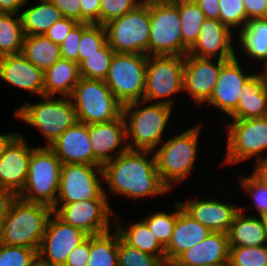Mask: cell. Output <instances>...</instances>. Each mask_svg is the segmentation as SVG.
<instances>
[{"mask_svg":"<svg viewBox=\"0 0 267 266\" xmlns=\"http://www.w3.org/2000/svg\"><path fill=\"white\" fill-rule=\"evenodd\" d=\"M113 220H115V229L125 243L142 252L159 257L166 263L165 248L143 220L133 223L129 228L122 226L118 215L115 214Z\"/></svg>","mask_w":267,"mask_h":266,"instance_id":"f1b7e54d","label":"cell"},{"mask_svg":"<svg viewBox=\"0 0 267 266\" xmlns=\"http://www.w3.org/2000/svg\"><path fill=\"white\" fill-rule=\"evenodd\" d=\"M0 78L29 91L30 95L44 96V71L35 67L21 53L0 57Z\"/></svg>","mask_w":267,"mask_h":266,"instance_id":"603a6c76","label":"cell"},{"mask_svg":"<svg viewBox=\"0 0 267 266\" xmlns=\"http://www.w3.org/2000/svg\"><path fill=\"white\" fill-rule=\"evenodd\" d=\"M247 20L267 18V0H243Z\"/></svg>","mask_w":267,"mask_h":266,"instance_id":"f907efd6","label":"cell"},{"mask_svg":"<svg viewBox=\"0 0 267 266\" xmlns=\"http://www.w3.org/2000/svg\"><path fill=\"white\" fill-rule=\"evenodd\" d=\"M33 147L18 133L5 147L0 157V187L8 188L17 195L25 186Z\"/></svg>","mask_w":267,"mask_h":266,"instance_id":"ac0fdd59","label":"cell"},{"mask_svg":"<svg viewBox=\"0 0 267 266\" xmlns=\"http://www.w3.org/2000/svg\"><path fill=\"white\" fill-rule=\"evenodd\" d=\"M90 256V236L82 241L67 257L63 266H87Z\"/></svg>","mask_w":267,"mask_h":266,"instance_id":"c3c4849f","label":"cell"},{"mask_svg":"<svg viewBox=\"0 0 267 266\" xmlns=\"http://www.w3.org/2000/svg\"><path fill=\"white\" fill-rule=\"evenodd\" d=\"M79 79L78 63L61 58L44 71V96L70 97Z\"/></svg>","mask_w":267,"mask_h":266,"instance_id":"83f0119b","label":"cell"},{"mask_svg":"<svg viewBox=\"0 0 267 266\" xmlns=\"http://www.w3.org/2000/svg\"><path fill=\"white\" fill-rule=\"evenodd\" d=\"M147 59L145 54L114 53L104 81L122 105L144 100Z\"/></svg>","mask_w":267,"mask_h":266,"instance_id":"30bf717a","label":"cell"},{"mask_svg":"<svg viewBox=\"0 0 267 266\" xmlns=\"http://www.w3.org/2000/svg\"><path fill=\"white\" fill-rule=\"evenodd\" d=\"M175 207L177 208L176 212L169 214L168 212L158 211L142 219L164 248L169 244L176 224L178 202H175Z\"/></svg>","mask_w":267,"mask_h":266,"instance_id":"8d00e7d4","label":"cell"},{"mask_svg":"<svg viewBox=\"0 0 267 266\" xmlns=\"http://www.w3.org/2000/svg\"><path fill=\"white\" fill-rule=\"evenodd\" d=\"M149 0H143L134 10L106 23L107 41L115 53L149 56Z\"/></svg>","mask_w":267,"mask_h":266,"instance_id":"52a82bcc","label":"cell"},{"mask_svg":"<svg viewBox=\"0 0 267 266\" xmlns=\"http://www.w3.org/2000/svg\"><path fill=\"white\" fill-rule=\"evenodd\" d=\"M246 209L240 207L230 225L227 232L229 246H262L265 243L267 218L247 216L244 213Z\"/></svg>","mask_w":267,"mask_h":266,"instance_id":"4316f807","label":"cell"},{"mask_svg":"<svg viewBox=\"0 0 267 266\" xmlns=\"http://www.w3.org/2000/svg\"><path fill=\"white\" fill-rule=\"evenodd\" d=\"M229 252L227 233L212 232L203 241L184 251L170 266L229 263Z\"/></svg>","mask_w":267,"mask_h":266,"instance_id":"d4e9b609","label":"cell"},{"mask_svg":"<svg viewBox=\"0 0 267 266\" xmlns=\"http://www.w3.org/2000/svg\"><path fill=\"white\" fill-rule=\"evenodd\" d=\"M212 231L190 217L178 202V216L169 241L165 247L166 264L170 266L184 251L207 238Z\"/></svg>","mask_w":267,"mask_h":266,"instance_id":"cb8c5ba5","label":"cell"},{"mask_svg":"<svg viewBox=\"0 0 267 266\" xmlns=\"http://www.w3.org/2000/svg\"><path fill=\"white\" fill-rule=\"evenodd\" d=\"M227 60L201 58L187 54L184 65V90L197 103H206L218 81L220 69ZM214 62V63H213Z\"/></svg>","mask_w":267,"mask_h":266,"instance_id":"2e32d148","label":"cell"},{"mask_svg":"<svg viewBox=\"0 0 267 266\" xmlns=\"http://www.w3.org/2000/svg\"><path fill=\"white\" fill-rule=\"evenodd\" d=\"M253 172L267 184V159L255 164Z\"/></svg>","mask_w":267,"mask_h":266,"instance_id":"11a10c76","label":"cell"},{"mask_svg":"<svg viewBox=\"0 0 267 266\" xmlns=\"http://www.w3.org/2000/svg\"><path fill=\"white\" fill-rule=\"evenodd\" d=\"M28 0H0V13L18 14L19 9L26 5Z\"/></svg>","mask_w":267,"mask_h":266,"instance_id":"db71d44e","label":"cell"},{"mask_svg":"<svg viewBox=\"0 0 267 266\" xmlns=\"http://www.w3.org/2000/svg\"><path fill=\"white\" fill-rule=\"evenodd\" d=\"M238 34L242 49L250 58L267 62V18L247 20ZM266 62L265 70H267Z\"/></svg>","mask_w":267,"mask_h":266,"instance_id":"1f68e13d","label":"cell"},{"mask_svg":"<svg viewBox=\"0 0 267 266\" xmlns=\"http://www.w3.org/2000/svg\"><path fill=\"white\" fill-rule=\"evenodd\" d=\"M198 266H230L229 263H220V264H202Z\"/></svg>","mask_w":267,"mask_h":266,"instance_id":"6f0895ef","label":"cell"},{"mask_svg":"<svg viewBox=\"0 0 267 266\" xmlns=\"http://www.w3.org/2000/svg\"><path fill=\"white\" fill-rule=\"evenodd\" d=\"M200 125H196L166 140L155 149L157 171L161 181L172 189L173 183H181L193 169L197 157Z\"/></svg>","mask_w":267,"mask_h":266,"instance_id":"8992f818","label":"cell"},{"mask_svg":"<svg viewBox=\"0 0 267 266\" xmlns=\"http://www.w3.org/2000/svg\"><path fill=\"white\" fill-rule=\"evenodd\" d=\"M264 246L267 248V227H266V235H265V243Z\"/></svg>","mask_w":267,"mask_h":266,"instance_id":"91938a15","label":"cell"},{"mask_svg":"<svg viewBox=\"0 0 267 266\" xmlns=\"http://www.w3.org/2000/svg\"><path fill=\"white\" fill-rule=\"evenodd\" d=\"M25 34L20 15L0 13V57L20 54Z\"/></svg>","mask_w":267,"mask_h":266,"instance_id":"e575fe53","label":"cell"},{"mask_svg":"<svg viewBox=\"0 0 267 266\" xmlns=\"http://www.w3.org/2000/svg\"><path fill=\"white\" fill-rule=\"evenodd\" d=\"M53 209L17 198L0 228V243L39 250Z\"/></svg>","mask_w":267,"mask_h":266,"instance_id":"7a4b0ae2","label":"cell"},{"mask_svg":"<svg viewBox=\"0 0 267 266\" xmlns=\"http://www.w3.org/2000/svg\"><path fill=\"white\" fill-rule=\"evenodd\" d=\"M205 14L206 19L220 20L219 0H194Z\"/></svg>","mask_w":267,"mask_h":266,"instance_id":"f5cc1de1","label":"cell"},{"mask_svg":"<svg viewBox=\"0 0 267 266\" xmlns=\"http://www.w3.org/2000/svg\"><path fill=\"white\" fill-rule=\"evenodd\" d=\"M89 140L93 149V166H102L126 152L128 147L125 144L126 123L123 115L109 122L89 124Z\"/></svg>","mask_w":267,"mask_h":266,"instance_id":"e0dca14e","label":"cell"},{"mask_svg":"<svg viewBox=\"0 0 267 266\" xmlns=\"http://www.w3.org/2000/svg\"><path fill=\"white\" fill-rule=\"evenodd\" d=\"M101 183H104L102 166L62 164L60 187L55 204L108 199V194Z\"/></svg>","mask_w":267,"mask_h":266,"instance_id":"4fadbf2b","label":"cell"},{"mask_svg":"<svg viewBox=\"0 0 267 266\" xmlns=\"http://www.w3.org/2000/svg\"><path fill=\"white\" fill-rule=\"evenodd\" d=\"M90 23L78 22L68 33L66 39L60 44L61 58L78 63L79 65V44L82 32Z\"/></svg>","mask_w":267,"mask_h":266,"instance_id":"f6af8a7d","label":"cell"},{"mask_svg":"<svg viewBox=\"0 0 267 266\" xmlns=\"http://www.w3.org/2000/svg\"><path fill=\"white\" fill-rule=\"evenodd\" d=\"M114 53L107 43L99 53L85 56V60L79 65L80 77L104 81Z\"/></svg>","mask_w":267,"mask_h":266,"instance_id":"d590c367","label":"cell"},{"mask_svg":"<svg viewBox=\"0 0 267 266\" xmlns=\"http://www.w3.org/2000/svg\"><path fill=\"white\" fill-rule=\"evenodd\" d=\"M237 57L227 60L220 69L218 81L206 102L230 115L236 108L245 83L254 74H245Z\"/></svg>","mask_w":267,"mask_h":266,"instance_id":"d6986e66","label":"cell"},{"mask_svg":"<svg viewBox=\"0 0 267 266\" xmlns=\"http://www.w3.org/2000/svg\"><path fill=\"white\" fill-rule=\"evenodd\" d=\"M42 98H44L42 102L33 104L25 101L14 112V117L22 119L31 127H37L47 140L46 147H49L78 120L70 97L43 96Z\"/></svg>","mask_w":267,"mask_h":266,"instance_id":"277c9868","label":"cell"},{"mask_svg":"<svg viewBox=\"0 0 267 266\" xmlns=\"http://www.w3.org/2000/svg\"><path fill=\"white\" fill-rule=\"evenodd\" d=\"M230 266H267V248L262 246H230Z\"/></svg>","mask_w":267,"mask_h":266,"instance_id":"f35d334b","label":"cell"},{"mask_svg":"<svg viewBox=\"0 0 267 266\" xmlns=\"http://www.w3.org/2000/svg\"><path fill=\"white\" fill-rule=\"evenodd\" d=\"M184 65L185 56H148L144 101L173 107L172 95L183 92Z\"/></svg>","mask_w":267,"mask_h":266,"instance_id":"7c38bea8","label":"cell"},{"mask_svg":"<svg viewBox=\"0 0 267 266\" xmlns=\"http://www.w3.org/2000/svg\"><path fill=\"white\" fill-rule=\"evenodd\" d=\"M233 31L220 20L206 19L203 22L194 46L188 51L189 55L201 58H216L230 60L236 56L231 42ZM214 57V58H213Z\"/></svg>","mask_w":267,"mask_h":266,"instance_id":"ffe728a7","label":"cell"},{"mask_svg":"<svg viewBox=\"0 0 267 266\" xmlns=\"http://www.w3.org/2000/svg\"><path fill=\"white\" fill-rule=\"evenodd\" d=\"M77 23L74 19L63 17L48 29L45 36L60 45Z\"/></svg>","mask_w":267,"mask_h":266,"instance_id":"bcb514c9","label":"cell"},{"mask_svg":"<svg viewBox=\"0 0 267 266\" xmlns=\"http://www.w3.org/2000/svg\"><path fill=\"white\" fill-rule=\"evenodd\" d=\"M254 74L244 85L237 108L229 115L233 120L267 116L265 70Z\"/></svg>","mask_w":267,"mask_h":266,"instance_id":"484cf974","label":"cell"},{"mask_svg":"<svg viewBox=\"0 0 267 266\" xmlns=\"http://www.w3.org/2000/svg\"><path fill=\"white\" fill-rule=\"evenodd\" d=\"M118 266H168L161 258L125 243L118 233Z\"/></svg>","mask_w":267,"mask_h":266,"instance_id":"74e56055","label":"cell"},{"mask_svg":"<svg viewBox=\"0 0 267 266\" xmlns=\"http://www.w3.org/2000/svg\"><path fill=\"white\" fill-rule=\"evenodd\" d=\"M150 152L128 149L102 165L103 181L113 194L137 199L170 191L160 179L154 153L147 158Z\"/></svg>","mask_w":267,"mask_h":266,"instance_id":"6da1fadb","label":"cell"},{"mask_svg":"<svg viewBox=\"0 0 267 266\" xmlns=\"http://www.w3.org/2000/svg\"><path fill=\"white\" fill-rule=\"evenodd\" d=\"M225 164H236L255 158V164L267 159V116L255 119L232 120L227 125ZM265 157H264V156Z\"/></svg>","mask_w":267,"mask_h":266,"instance_id":"8fae6325","label":"cell"},{"mask_svg":"<svg viewBox=\"0 0 267 266\" xmlns=\"http://www.w3.org/2000/svg\"><path fill=\"white\" fill-rule=\"evenodd\" d=\"M220 21L230 30L232 28L242 29L246 22V12L243 0H219Z\"/></svg>","mask_w":267,"mask_h":266,"instance_id":"7bdbcfd3","label":"cell"},{"mask_svg":"<svg viewBox=\"0 0 267 266\" xmlns=\"http://www.w3.org/2000/svg\"><path fill=\"white\" fill-rule=\"evenodd\" d=\"M178 11L182 31V56H186L196 43L206 17L194 0H178Z\"/></svg>","mask_w":267,"mask_h":266,"instance_id":"d6a6232c","label":"cell"},{"mask_svg":"<svg viewBox=\"0 0 267 266\" xmlns=\"http://www.w3.org/2000/svg\"><path fill=\"white\" fill-rule=\"evenodd\" d=\"M87 237L82 230L65 223L53 212L38 250V261L45 266H63L72 250Z\"/></svg>","mask_w":267,"mask_h":266,"instance_id":"5bb4252c","label":"cell"},{"mask_svg":"<svg viewBox=\"0 0 267 266\" xmlns=\"http://www.w3.org/2000/svg\"><path fill=\"white\" fill-rule=\"evenodd\" d=\"M70 98L77 120L84 124L109 122L122 114L123 105L103 80L80 77Z\"/></svg>","mask_w":267,"mask_h":266,"instance_id":"ba28073f","label":"cell"},{"mask_svg":"<svg viewBox=\"0 0 267 266\" xmlns=\"http://www.w3.org/2000/svg\"><path fill=\"white\" fill-rule=\"evenodd\" d=\"M17 133H7V134H0V157L2 156L5 147L9 144V142L18 134Z\"/></svg>","mask_w":267,"mask_h":266,"instance_id":"9f6ffc18","label":"cell"},{"mask_svg":"<svg viewBox=\"0 0 267 266\" xmlns=\"http://www.w3.org/2000/svg\"><path fill=\"white\" fill-rule=\"evenodd\" d=\"M18 198V195L4 187H0V228L1 225L9 213V210L13 204V202Z\"/></svg>","mask_w":267,"mask_h":266,"instance_id":"816d5d0a","label":"cell"},{"mask_svg":"<svg viewBox=\"0 0 267 266\" xmlns=\"http://www.w3.org/2000/svg\"><path fill=\"white\" fill-rule=\"evenodd\" d=\"M60 11L63 17L81 22L80 0H49Z\"/></svg>","mask_w":267,"mask_h":266,"instance_id":"681fc988","label":"cell"},{"mask_svg":"<svg viewBox=\"0 0 267 266\" xmlns=\"http://www.w3.org/2000/svg\"><path fill=\"white\" fill-rule=\"evenodd\" d=\"M265 87L267 89V70H265Z\"/></svg>","mask_w":267,"mask_h":266,"instance_id":"680465c9","label":"cell"},{"mask_svg":"<svg viewBox=\"0 0 267 266\" xmlns=\"http://www.w3.org/2000/svg\"><path fill=\"white\" fill-rule=\"evenodd\" d=\"M21 54L43 71L61 59L60 45L45 35L25 36Z\"/></svg>","mask_w":267,"mask_h":266,"instance_id":"f546056e","label":"cell"},{"mask_svg":"<svg viewBox=\"0 0 267 266\" xmlns=\"http://www.w3.org/2000/svg\"><path fill=\"white\" fill-rule=\"evenodd\" d=\"M101 0H80L81 23L101 24Z\"/></svg>","mask_w":267,"mask_h":266,"instance_id":"7dc6e473","label":"cell"},{"mask_svg":"<svg viewBox=\"0 0 267 266\" xmlns=\"http://www.w3.org/2000/svg\"><path fill=\"white\" fill-rule=\"evenodd\" d=\"M243 191L253 197V207L257 210L259 217L267 218V184L264 183L254 172L248 177H240Z\"/></svg>","mask_w":267,"mask_h":266,"instance_id":"b9f144b4","label":"cell"},{"mask_svg":"<svg viewBox=\"0 0 267 266\" xmlns=\"http://www.w3.org/2000/svg\"><path fill=\"white\" fill-rule=\"evenodd\" d=\"M33 266H45L44 264L40 263L39 261L35 263Z\"/></svg>","mask_w":267,"mask_h":266,"instance_id":"94428289","label":"cell"},{"mask_svg":"<svg viewBox=\"0 0 267 266\" xmlns=\"http://www.w3.org/2000/svg\"><path fill=\"white\" fill-rule=\"evenodd\" d=\"M143 0H101V25L134 10Z\"/></svg>","mask_w":267,"mask_h":266,"instance_id":"ee69618b","label":"cell"},{"mask_svg":"<svg viewBox=\"0 0 267 266\" xmlns=\"http://www.w3.org/2000/svg\"><path fill=\"white\" fill-rule=\"evenodd\" d=\"M62 164L93 165V149L89 140V125L76 122L49 146Z\"/></svg>","mask_w":267,"mask_h":266,"instance_id":"7402d4cb","label":"cell"},{"mask_svg":"<svg viewBox=\"0 0 267 266\" xmlns=\"http://www.w3.org/2000/svg\"><path fill=\"white\" fill-rule=\"evenodd\" d=\"M20 15L25 36L45 35L48 29L63 18L61 11L49 0H40Z\"/></svg>","mask_w":267,"mask_h":266,"instance_id":"4dcf8cb0","label":"cell"},{"mask_svg":"<svg viewBox=\"0 0 267 266\" xmlns=\"http://www.w3.org/2000/svg\"><path fill=\"white\" fill-rule=\"evenodd\" d=\"M182 209L194 220L212 232L227 233L234 217L240 211L239 205L212 200L192 199L180 202Z\"/></svg>","mask_w":267,"mask_h":266,"instance_id":"44dd1931","label":"cell"},{"mask_svg":"<svg viewBox=\"0 0 267 266\" xmlns=\"http://www.w3.org/2000/svg\"><path fill=\"white\" fill-rule=\"evenodd\" d=\"M149 56H182L178 0H149Z\"/></svg>","mask_w":267,"mask_h":266,"instance_id":"9c48e42d","label":"cell"},{"mask_svg":"<svg viewBox=\"0 0 267 266\" xmlns=\"http://www.w3.org/2000/svg\"><path fill=\"white\" fill-rule=\"evenodd\" d=\"M145 104L147 102L144 100L135 101L122 107V115L126 123V140L132 137V141L130 140L126 145L128 149L154 152L157 145L161 143L172 107L160 103H151L147 106Z\"/></svg>","mask_w":267,"mask_h":266,"instance_id":"3957f363","label":"cell"},{"mask_svg":"<svg viewBox=\"0 0 267 266\" xmlns=\"http://www.w3.org/2000/svg\"><path fill=\"white\" fill-rule=\"evenodd\" d=\"M52 209L65 223L82 230L88 236L111 230L109 227L110 216L115 215L107 199L55 204Z\"/></svg>","mask_w":267,"mask_h":266,"instance_id":"9a60e30c","label":"cell"},{"mask_svg":"<svg viewBox=\"0 0 267 266\" xmlns=\"http://www.w3.org/2000/svg\"><path fill=\"white\" fill-rule=\"evenodd\" d=\"M90 236V256L87 266H118V231L114 229Z\"/></svg>","mask_w":267,"mask_h":266,"instance_id":"836d02e7","label":"cell"},{"mask_svg":"<svg viewBox=\"0 0 267 266\" xmlns=\"http://www.w3.org/2000/svg\"><path fill=\"white\" fill-rule=\"evenodd\" d=\"M62 162L46 146L33 147L28 175L18 198L53 208L60 187Z\"/></svg>","mask_w":267,"mask_h":266,"instance_id":"5b68a950","label":"cell"},{"mask_svg":"<svg viewBox=\"0 0 267 266\" xmlns=\"http://www.w3.org/2000/svg\"><path fill=\"white\" fill-rule=\"evenodd\" d=\"M37 262V250L0 243V266H33Z\"/></svg>","mask_w":267,"mask_h":266,"instance_id":"60d3db41","label":"cell"},{"mask_svg":"<svg viewBox=\"0 0 267 266\" xmlns=\"http://www.w3.org/2000/svg\"><path fill=\"white\" fill-rule=\"evenodd\" d=\"M107 33L105 26L90 24L83 32L79 44V65L85 60V56L99 53L106 44Z\"/></svg>","mask_w":267,"mask_h":266,"instance_id":"ab89813d","label":"cell"}]
</instances>
